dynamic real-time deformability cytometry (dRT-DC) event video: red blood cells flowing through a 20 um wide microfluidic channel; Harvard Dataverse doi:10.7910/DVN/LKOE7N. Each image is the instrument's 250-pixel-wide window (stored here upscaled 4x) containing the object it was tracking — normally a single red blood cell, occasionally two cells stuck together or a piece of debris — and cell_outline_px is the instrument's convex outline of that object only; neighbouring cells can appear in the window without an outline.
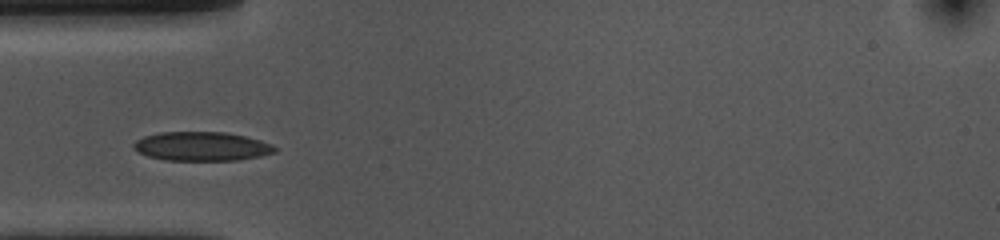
{"species": "common noctule bat (a hibernating species)", "species_latin": "Nyctalus noctula", "temperature_condition": "cold", "stored_images_in_passage": 29, "camera_frame_rate_fps": 3000, "um_per_image_px": 0.085, "animal": {"sex": "female", "body_mass_g": 10.0, "forearm_length_mm": 53.1}, "frame": {"image": 1, "passage_image": 1, "time_ms": 0.0, "image_size_px": [1000, 240], "cell_outline_px": [[276, 152], [260, 156], [240, 160], [164, 160], [148, 156], [132, 148], [132, 144], [136, 140], [144, 136], [160, 132], [228, 132], [260, 140], [272, 144], [276, 148]], "centroid_in_image_um": [17.14, 12.44], "position_along_channel_um": 67.9, "area_um2": 23.93}}
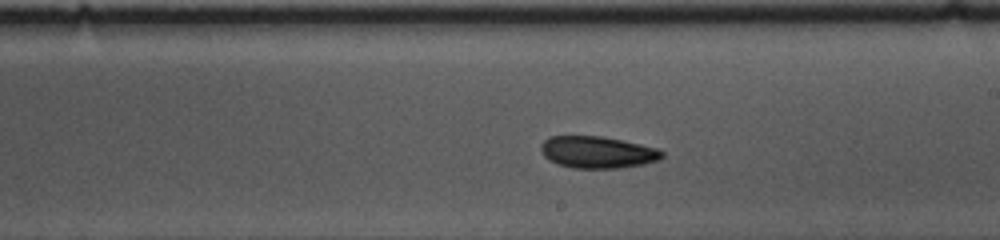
{"frame": {"image": 2, "passage_image": 15, "time_ms": 4.667, "image_size_px": [1000, 240], "cell_outline_px": [[664, 156], [660, 160], [644, 164], [620, 168], [572, 168], [556, 164], [544, 156], [540, 148], [540, 144], [548, 136], [604, 136], [660, 148], [664, 152]], "centroid_in_image_um": [50.81, 12.93], "position_along_channel_um": 238.2, "area_um2": 22.89}}
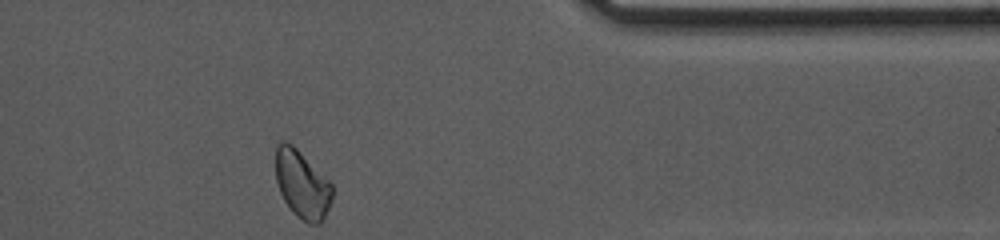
{"frame": {"image": 3, "passage_image": 29, "time_ms": 9.333, "image_size_px": [1000, 240], "cell_outline_px": [[332, 200], [324, 220], [320, 224], [308, 224], [284, 200], [280, 192], [276, 180], [276, 144], [280, 140], [284, 140], [292, 144], [332, 184]], "centroid_in_image_um": [25.68, 15.65], "position_along_channel_um": 385.7, "area_um2": 22.02}}